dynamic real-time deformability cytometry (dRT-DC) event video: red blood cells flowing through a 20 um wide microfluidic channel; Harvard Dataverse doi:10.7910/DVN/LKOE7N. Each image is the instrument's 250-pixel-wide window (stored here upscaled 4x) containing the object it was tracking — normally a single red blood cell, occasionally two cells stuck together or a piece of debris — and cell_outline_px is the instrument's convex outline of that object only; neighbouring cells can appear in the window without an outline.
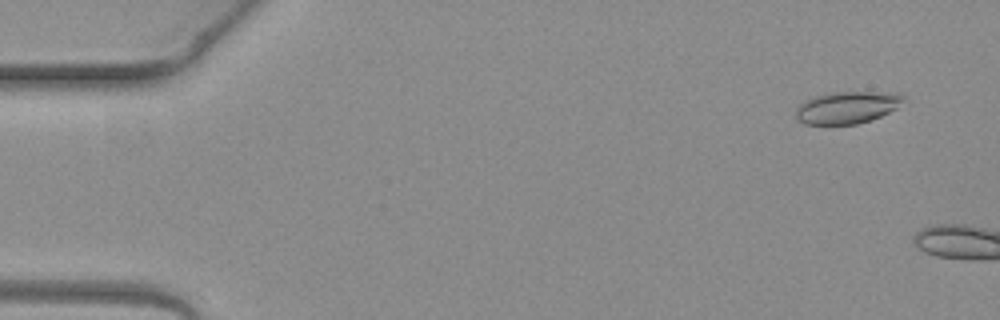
{"species": "common noctule bat (a hibernating species)", "species_latin": "Nyctalus noctula", "temperature_condition": "warm", "stored_images_in_passage": 4, "camera_frame_rate_fps": 3000, "um_per_image_px": 0.085, "animal": {"sex": "female", "body_mass_g": 19.3, "forearm_length_mm": 54.1}, "frame": {"image": 1, "passage_image": 1, "time_ms": 0.0, "image_size_px": [1000, 320], "cell_outline_px": [[908, 100], [896, 108], [880, 116], [856, 124], [804, 124], [796, 116], [796, 108], [804, 100], [812, 96], [828, 92], [904, 92]], "centroid_in_image_um": [72.06, 9.1], "position_along_channel_um": 12.9, "area_um2": 20.46}}